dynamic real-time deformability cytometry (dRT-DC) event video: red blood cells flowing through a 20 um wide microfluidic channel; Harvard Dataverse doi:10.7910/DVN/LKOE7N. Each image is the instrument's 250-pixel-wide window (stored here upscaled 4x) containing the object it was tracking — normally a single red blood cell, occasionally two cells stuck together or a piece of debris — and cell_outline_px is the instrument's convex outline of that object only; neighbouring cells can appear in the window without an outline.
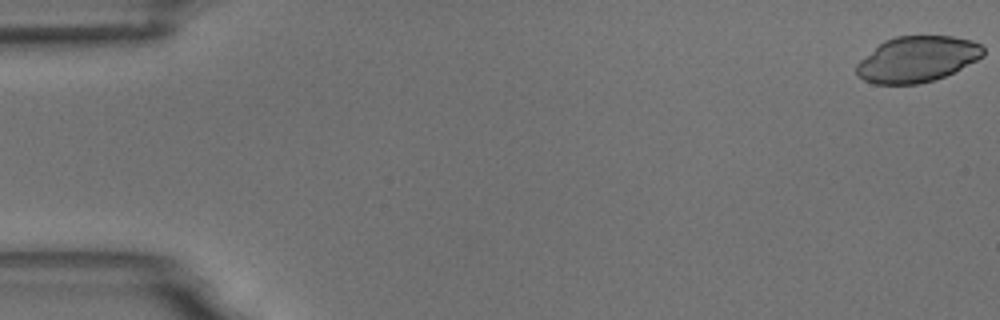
{"species": "common noctule bat (a hibernating species)", "species_latin": "Nyctalus noctula", "temperature_condition": "room temperature", "stored_images_in_passage": 5, "camera_frame_rate_fps": 3000, "um_per_image_px": 0.085, "animal": {"sex": "male", "body_mass_g": 18.8}, "frame": {"image": 1, "passage_image": 1, "time_ms": 0.0, "image_size_px": [1000, 320], "cell_outline_px": [[984, 56], [944, 76], [932, 80], [916, 84], [872, 84], [864, 80], [856, 72], [856, 64], [860, 60], [884, 40], [896, 36], [952, 36], [972, 40], [980, 44], [984, 48]], "centroid_in_image_um": [77.95, 5.02], "position_along_channel_um": 7.1, "area_um2": 33.58}}